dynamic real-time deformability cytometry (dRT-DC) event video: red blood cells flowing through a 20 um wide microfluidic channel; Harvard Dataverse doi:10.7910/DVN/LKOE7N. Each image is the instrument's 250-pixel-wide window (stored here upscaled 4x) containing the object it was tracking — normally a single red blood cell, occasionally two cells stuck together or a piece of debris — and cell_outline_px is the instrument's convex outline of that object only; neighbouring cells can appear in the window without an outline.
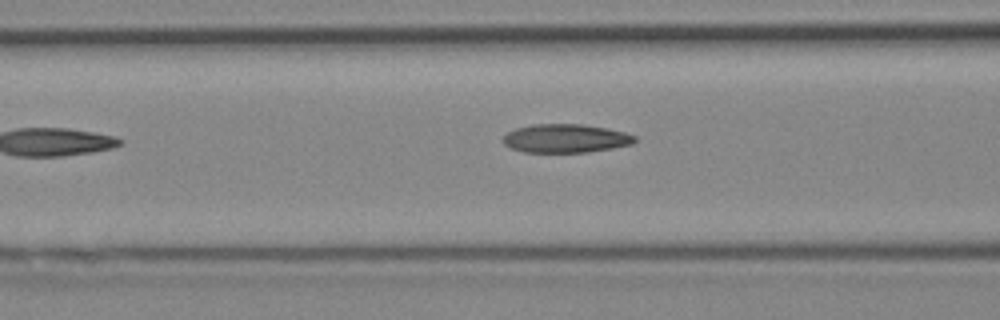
{"species": "Egyptian fruit bat (a non-hibernating species)", "species_latin": "Rousettus aegyptiacus", "temperature_condition": "cold", "stored_images_in_passage": 4, "camera_frame_rate_fps": 3000, "um_per_image_px": 0.085, "animal": {"sex": "female"}, "frame": {"image": 1, "passage_image": 3, "time_ms": 0.667, "image_size_px": [1000, 320], "cell_outline_px": [[636, 140], [632, 144], [612, 148], [588, 152], [524, 152], [512, 148], [504, 144], [500, 140], [508, 132], [516, 128], [532, 124], [584, 124], [608, 128], [624, 132], [636, 136]], "centroid_in_image_um": [48.07, 11.76], "position_along_channel_um": 118.5, "area_um2": 22.02}}
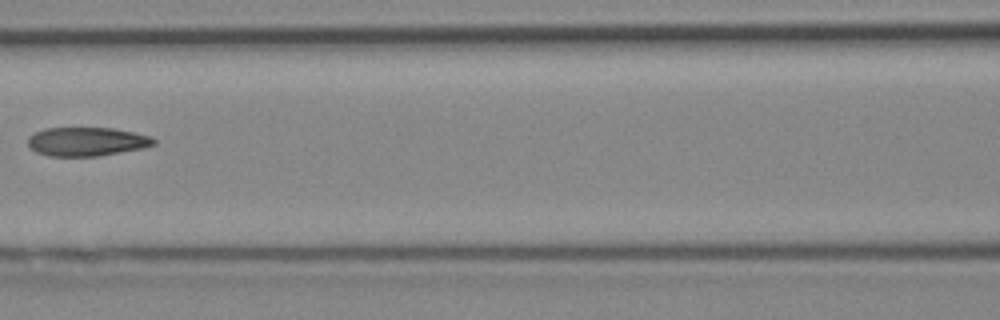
{"frame": {"image": 2, "passage_image": 4, "time_ms": 1.0, "image_size_px": [1000, 320], "cell_outline_px": [[156, 144], [144, 148], [96, 156], [48, 156], [36, 152], [28, 144], [28, 136], [44, 128], [112, 128], [152, 136], [156, 140]], "centroid_in_image_um": [7.38, 12.03], "position_along_channel_um": 159.2, "area_um2": 21.1}}